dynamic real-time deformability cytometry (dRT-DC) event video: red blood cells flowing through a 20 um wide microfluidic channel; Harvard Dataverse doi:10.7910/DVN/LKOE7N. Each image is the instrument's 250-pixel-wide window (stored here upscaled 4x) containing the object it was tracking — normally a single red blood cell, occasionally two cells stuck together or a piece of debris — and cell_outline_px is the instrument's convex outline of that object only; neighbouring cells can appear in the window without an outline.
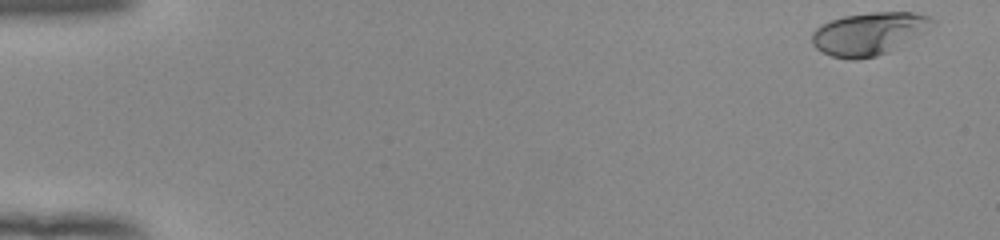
{"species": "human", "species_latin": "Homo sapiens", "temperature_condition": "room temperature", "stored_images_in_passage": 52, "camera_frame_rate_fps": 3000, "um_per_image_px": 0.085, "donor": {"sex": "female"}, "frame": {"image": 1, "passage_image": 1, "time_ms": 0.0, "image_size_px": [1000, 240], "cell_outline_px": [[936, 24], [924, 32], [888, 52], [876, 56], [856, 60], [848, 60], [832, 56], [816, 48], [812, 44], [812, 32], [816, 28], [832, 20], [844, 16], [872, 12], [916, 12], [928, 16], [936, 20]], "centroid_in_image_um": [73.88, 2.86], "position_along_channel_um": 11.1, "area_um2": 29.82}}
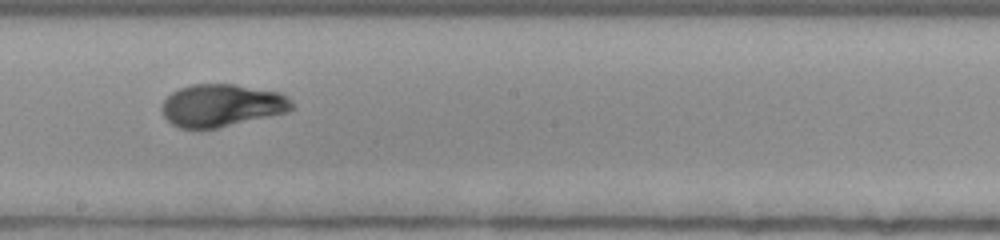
{"frame": {"image": 2, "passage_image": 30, "time_ms": 9.667, "image_size_px": [1000, 240], "cell_outline_px": [[296, 108], [288, 112], [216, 128], [180, 128], [172, 124], [164, 116], [160, 108], [164, 100], [172, 92], [180, 88], [192, 84], [232, 84], [280, 92], [288, 96], [292, 100]], "centroid_in_image_um": [18.88, 8.95], "position_along_channel_um": 229.3, "area_um2": 32.25}}
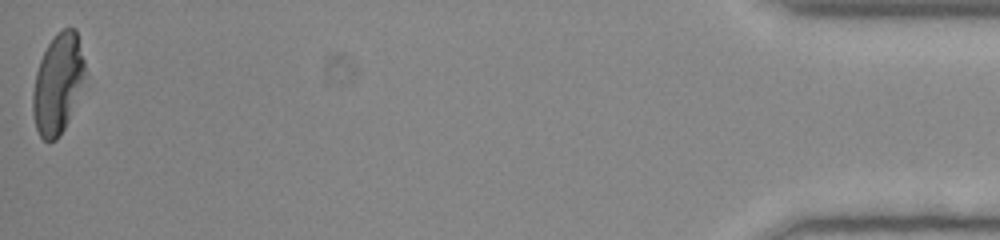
{"frame": {"image": 3, "passage_image": 52, "time_ms": 17.0, "image_size_px": [1000, 240], "cell_outline_px": [[84, 76], [68, 120], [60, 136], [56, 140], [44, 140], [40, 136], [36, 128], [32, 112], [32, 92], [36, 72], [40, 60], [48, 44], [56, 32], [64, 28], [76, 28], [84, 60]], "centroid_in_image_um": [4.88, 7.09], "position_along_channel_um": 430.3, "area_um2": 29.94}, "authors_computed_cell_mechanics": {"area_um2": 30.7496, "velocity_mm_per_s": 3.9268, "shape_relaxation_time_tau1_ms": 5.5985, "shape_relaxation_time_tau2_ms": 0.7631, "deformation_change_tau1": 0.2014, "deformation_change_tau2": 0.0437}}